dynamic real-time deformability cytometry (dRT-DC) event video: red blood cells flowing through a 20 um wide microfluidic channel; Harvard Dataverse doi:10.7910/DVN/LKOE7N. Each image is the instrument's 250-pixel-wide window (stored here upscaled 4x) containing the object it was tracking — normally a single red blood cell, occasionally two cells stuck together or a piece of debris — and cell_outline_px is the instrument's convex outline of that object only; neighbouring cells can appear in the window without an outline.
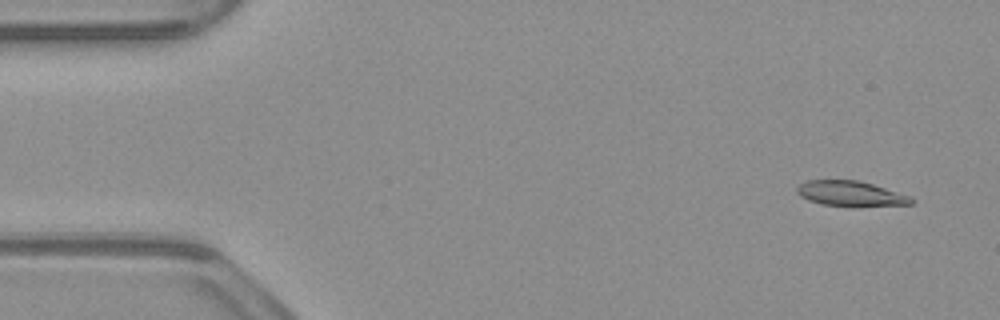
{"species": "common noctule bat (a hibernating species)", "species_latin": "Nyctalus noctula", "temperature_condition": "warm", "stored_images_in_passage": 53, "camera_frame_rate_fps": 3000, "um_per_image_px": 0.085, "animal": {"sex": "male", "body_mass_g": 23.1, "forearm_length_mm": 52.7}, "frame": {"image": 1, "passage_image": 3, "time_ms": 0.667, "image_size_px": [1000, 320], "cell_outline_px": [[916, 200], [912, 204], [820, 204], [808, 200], [800, 196], [796, 192], [796, 188], [800, 184], [808, 180], [860, 180], [912, 196]], "centroid_in_image_um": [72.28, 16.41], "position_along_channel_um": 12.7, "area_um2": 16.13}}
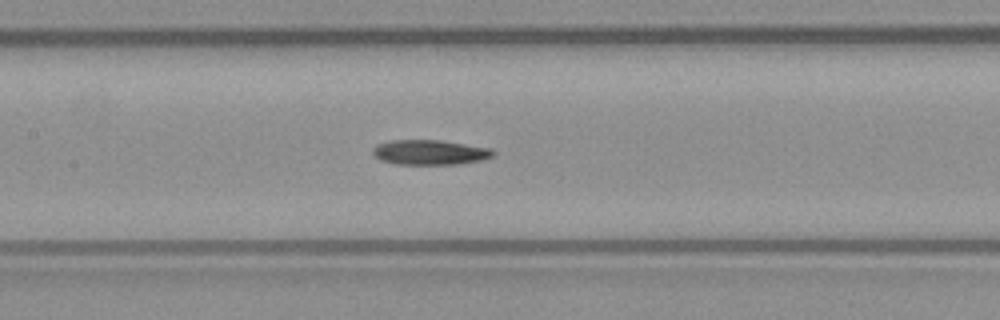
{"frame": {"image": 2, "passage_image": 24, "time_ms": 7.667, "image_size_px": [1000, 320], "cell_outline_px": [[496, 156], [480, 160], [460, 164], [396, 164], [380, 160], [372, 152], [372, 148], [376, 144], [392, 140], [440, 140], [492, 148], [496, 152]], "centroid_in_image_um": [36.57, 12.94], "position_along_channel_um": 170.8, "area_um2": 17.63}}
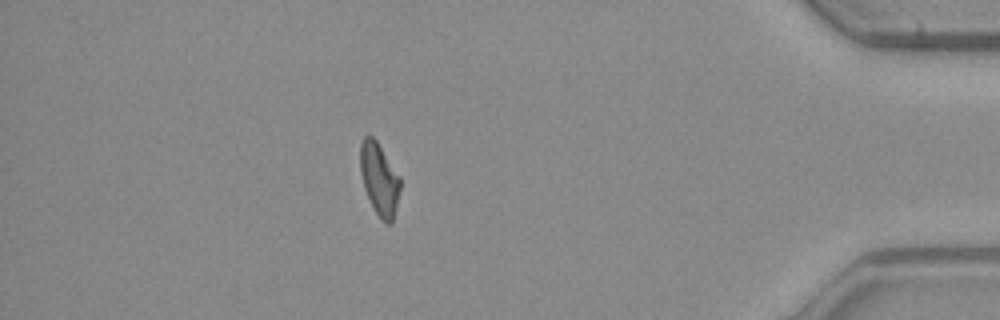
{"frame": {"image": 3, "passage_image": 46, "time_ms": 15.0, "image_size_px": [1000, 320], "cell_outline_px": [[400, 188], [392, 224], [388, 224], [380, 220], [372, 208], [364, 188], [360, 172], [360, 144], [364, 136], [372, 136], [376, 140], [400, 176]], "centroid_in_image_um": [32.23, 15.25], "position_along_channel_um": 403.0, "area_um2": 16.94}, "authors_computed_cell_mechanics": {"area_um2": 17.5134, "velocity_mm_per_s": 3.8625, "shape_relaxation_time_tau1_ms": 3.2515, "shape_relaxation_time_tau2_ms": 4.5147, "deformation_change_tau1": 0.159, "deformation_change_tau2": 0.1314}}